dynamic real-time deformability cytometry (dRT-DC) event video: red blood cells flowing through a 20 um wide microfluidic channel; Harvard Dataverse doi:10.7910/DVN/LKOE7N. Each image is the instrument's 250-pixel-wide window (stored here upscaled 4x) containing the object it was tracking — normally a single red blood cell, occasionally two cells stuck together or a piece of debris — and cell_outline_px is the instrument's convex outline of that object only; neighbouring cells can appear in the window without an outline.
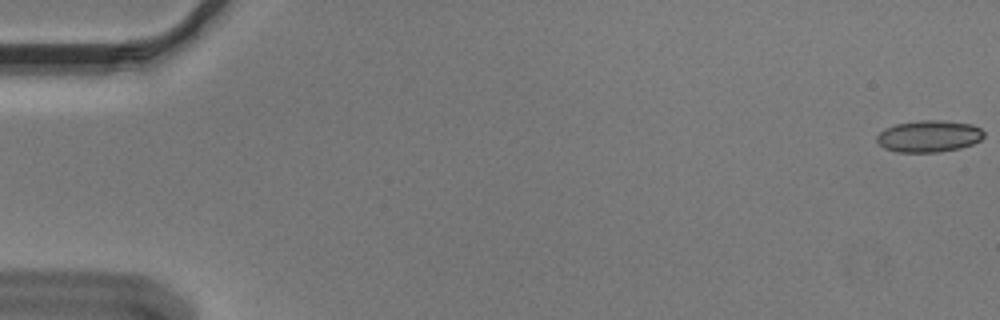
{"species": "Egyptian fruit bat (a non-hibernating species)", "species_latin": "Rousettus aegyptiacus", "temperature_condition": "cold", "stored_images_in_passage": 56, "camera_frame_rate_fps": 3000, "um_per_image_px": 0.085, "animal": {"sex": "male"}, "frame": {"image": 1, "passage_image": 1, "time_ms": 0.0, "image_size_px": [1000, 320], "cell_outline_px": [[984, 136], [980, 140], [972, 144], [960, 148], [936, 152], [896, 152], [884, 148], [876, 140], [876, 136], [884, 128], [896, 124], [920, 120], [944, 120], [972, 124], [980, 128], [984, 132]], "centroid_in_image_um": [78.95, 11.57], "position_along_channel_um": 6.0, "area_um2": 19.88}}
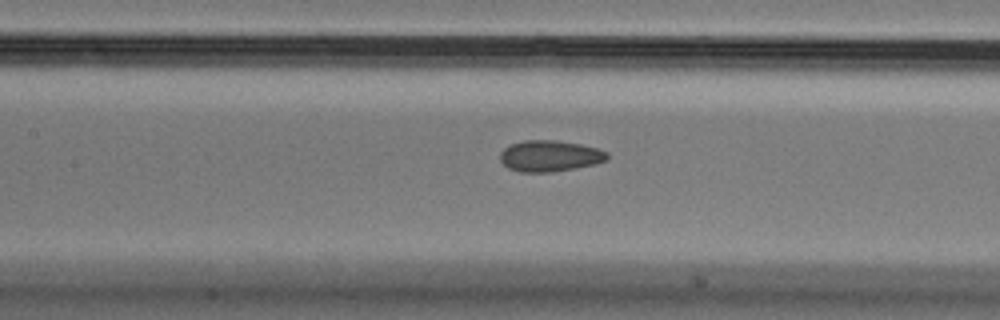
{"frame": {"image": 2, "passage_image": 26, "time_ms": 8.333, "image_size_px": [1000, 320], "cell_outline_px": [[608, 160], [596, 164], [576, 168], [552, 172], [520, 172], [508, 168], [500, 160], [500, 152], [504, 148], [512, 144], [524, 140], [556, 140], [580, 144], [596, 148], [608, 152]], "centroid_in_image_um": [46.74, 13.26], "position_along_channel_um": 160.7, "area_um2": 19.54}}
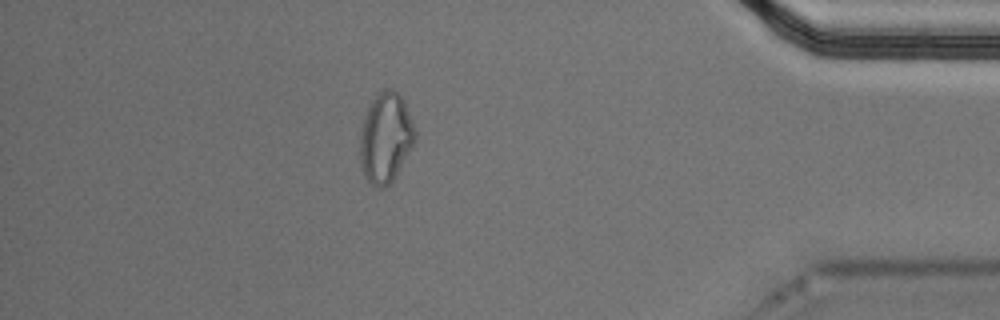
{"frame": {"image": 3, "passage_image": 49, "time_ms": 16.0, "image_size_px": [1000, 320], "cell_outline_px": [[416, 140], [396, 176], [388, 184], [380, 188], [376, 188], [364, 176], [360, 160], [360, 132], [368, 108], [372, 100], [384, 88], [392, 88], [404, 100], [416, 128]], "centroid_in_image_um": [32.8, 11.71], "position_along_channel_um": 402.4, "area_um2": 28.84}, "authors_computed_cell_mechanics": {"area_um2": 19.5364, "velocity_mm_per_s": 3.6472, "shape_relaxation_time_tau1_ms": null, "shape_relaxation_time_tau2_ms": 2.6615, "deformation_change_tau1": null, "deformation_change_tau2": 0.0797}}